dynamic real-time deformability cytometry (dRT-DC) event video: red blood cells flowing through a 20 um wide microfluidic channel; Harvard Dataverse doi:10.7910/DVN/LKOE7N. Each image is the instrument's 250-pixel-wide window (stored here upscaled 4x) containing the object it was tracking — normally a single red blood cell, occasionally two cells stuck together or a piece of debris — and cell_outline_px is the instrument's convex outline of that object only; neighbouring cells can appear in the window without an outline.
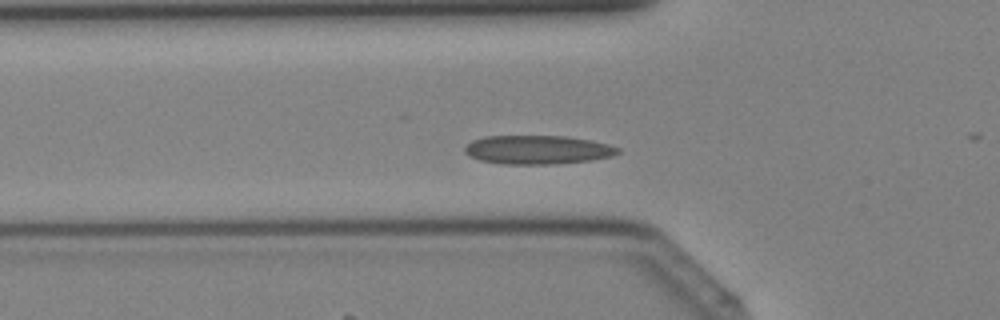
{"species": "Egyptian fruit bat (a non-hibernating species)", "species_latin": "Rousettus aegyptiacus", "temperature_condition": "cold", "stored_images_in_passage": 38, "camera_frame_rate_fps": 3000, "um_per_image_px": 0.085, "animal": {"sex": "female"}, "frame": {"image": 1, "passage_image": 10, "time_ms": 3.0, "image_size_px": [1000, 320], "cell_outline_px": [[620, 152], [612, 156], [592, 160], [552, 164], [500, 164], [480, 160], [468, 156], [464, 152], [464, 148], [472, 140], [484, 136], [564, 136], [592, 140], [608, 144], [620, 148]], "centroid_in_image_um": [45.68, 12.73], "position_along_channel_um": 80.1, "area_um2": 25.84}}
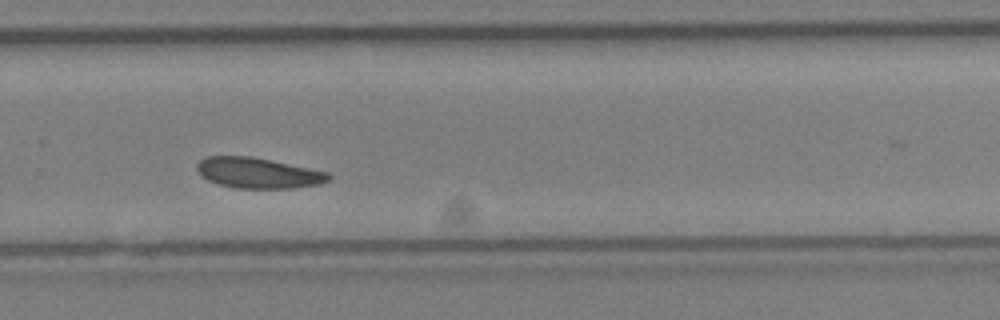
{"frame": {"image": 2, "passage_image": 24, "time_ms": 7.667, "image_size_px": [1000, 320], "cell_outline_px": [[332, 180], [320, 184], [292, 188], [236, 188], [220, 184], [208, 180], [200, 176], [196, 168], [196, 164], [200, 160], [208, 156], [252, 156], [328, 172], [332, 176]], "centroid_in_image_um": [21.95, 14.7], "position_along_channel_um": 307.9, "area_um2": 23.52}}
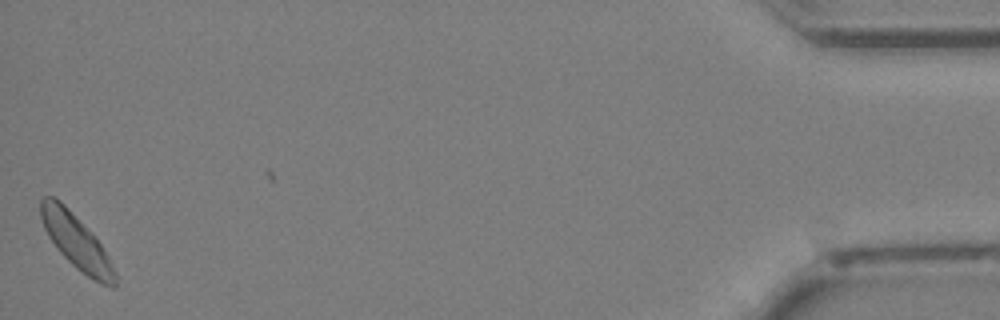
{"frame": {"image": 3, "passage_image": 37, "time_ms": 12.0, "image_size_px": [1000, 320], "cell_outline_px": [[116, 284], [112, 288], [100, 284], [92, 280], [76, 268], [56, 248], [48, 236], [44, 228], [40, 216], [40, 200], [44, 196], [52, 196], [60, 200], [96, 236], [116, 272]], "centroid_in_image_um": [6.48, 20.55], "position_along_channel_um": 428.7, "area_um2": 23.52}}